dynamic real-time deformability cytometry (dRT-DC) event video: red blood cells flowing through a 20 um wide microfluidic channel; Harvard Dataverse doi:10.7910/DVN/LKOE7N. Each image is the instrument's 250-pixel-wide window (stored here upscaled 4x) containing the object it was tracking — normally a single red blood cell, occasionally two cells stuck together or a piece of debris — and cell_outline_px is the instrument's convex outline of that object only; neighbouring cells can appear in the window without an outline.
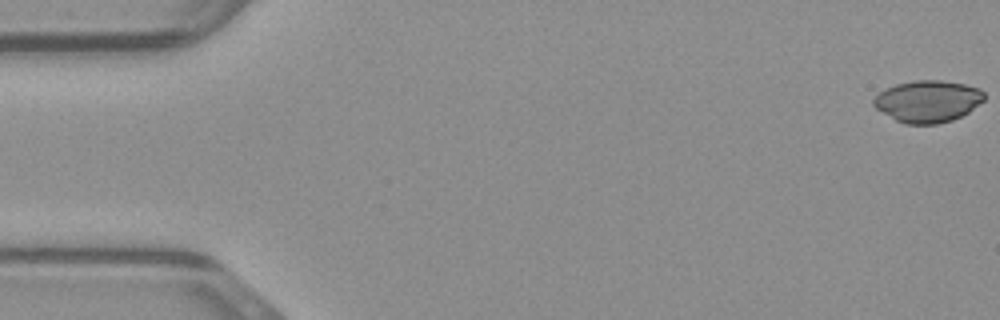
{"species": "common noctule bat (a hibernating species)", "species_latin": "Nyctalus noctula", "temperature_condition": "warm", "stored_images_in_passage": 49, "camera_frame_rate_fps": 3000, "um_per_image_px": 0.085, "animal": {"sex": "male", "body_mass_g": 23.1, "forearm_length_mm": 52.7}, "frame": {"image": 1, "passage_image": 1, "time_ms": 0.0, "image_size_px": [1000, 320], "cell_outline_px": [[984, 100], [968, 112], [952, 120], [936, 124], [904, 124], [896, 120], [876, 108], [872, 104], [872, 100], [876, 92], [884, 88], [896, 84], [912, 80], [940, 80], [964, 84], [980, 88], [984, 92]], "centroid_in_image_um": [78.82, 8.59], "position_along_channel_um": 6.2, "area_um2": 27.17}}
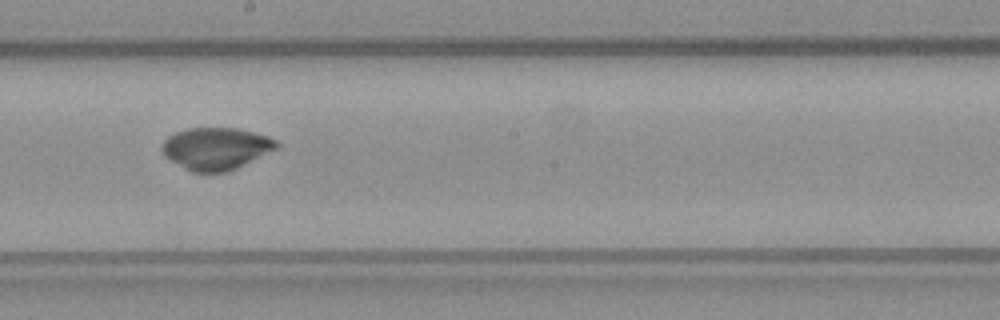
{"frame": {"image": 2, "passage_image": 27, "time_ms": 8.667, "image_size_px": [1000, 320], "cell_outline_px": [[280, 144], [276, 148], [228, 172], [192, 172], [168, 160], [164, 156], [160, 148], [164, 140], [168, 136], [176, 132], [188, 128], [236, 128], [268, 136], [276, 140]], "centroid_in_image_um": [18.3, 12.62], "position_along_channel_um": 229.9, "area_um2": 28.03}}
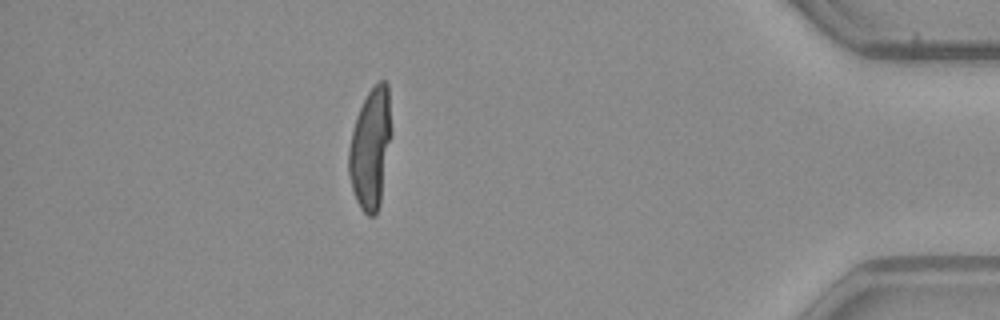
{"frame": {"image": 3, "passage_image": 43, "time_ms": 14.0, "image_size_px": [1000, 320], "cell_outline_px": [[392, 132], [380, 204], [376, 212], [372, 216], [368, 216], [360, 208], [356, 200], [352, 188], [348, 172], [348, 148], [356, 116], [368, 92], [380, 80], [384, 80], [388, 84]], "centroid_in_image_um": [31.5, 12.61], "position_along_channel_um": 403.7, "area_um2": 30.06}}